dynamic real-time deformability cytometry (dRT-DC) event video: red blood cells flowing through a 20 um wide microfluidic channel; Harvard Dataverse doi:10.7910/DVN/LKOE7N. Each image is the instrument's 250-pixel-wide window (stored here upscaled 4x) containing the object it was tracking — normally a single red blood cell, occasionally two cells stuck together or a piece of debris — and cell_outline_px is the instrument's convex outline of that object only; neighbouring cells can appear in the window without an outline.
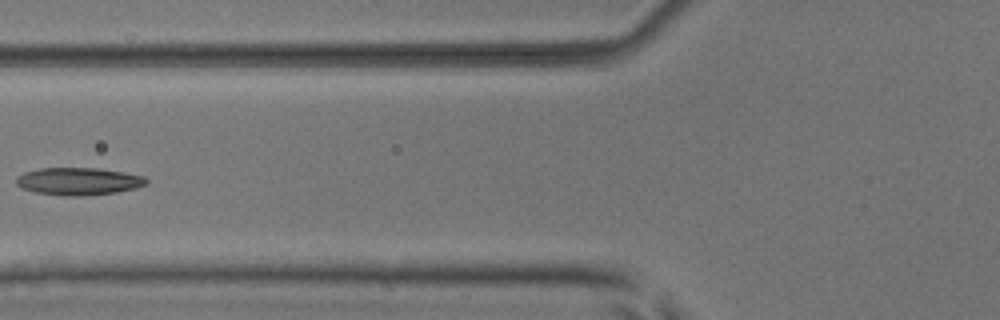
{"species": "common noctule bat (a hibernating species)", "species_latin": "Nyctalus noctula", "temperature_condition": "room temperature", "stored_images_in_passage": 6, "camera_frame_rate_fps": 3000, "um_per_image_px": 0.085, "animal": {"sex": "male", "body_mass_g": 17.9, "forearm_length_mm": 54.2}, "frame": {"image": 1, "passage_image": 5, "time_ms": 1.333, "image_size_px": [1000, 320], "cell_outline_px": [[148, 184], [136, 188], [116, 192], [84, 196], [64, 196], [36, 192], [24, 188], [16, 184], [16, 176], [24, 172], [40, 168], [96, 168], [144, 176], [148, 180]], "centroid_in_image_um": [6.67, 15.41], "position_along_channel_um": 119.1, "area_um2": 20.75}}
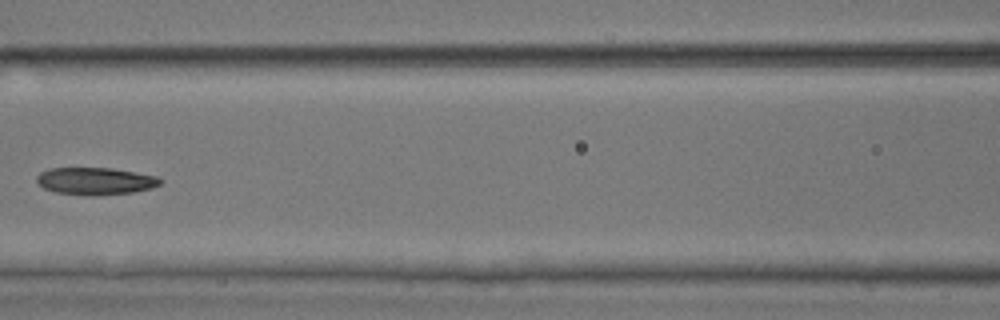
{"frame": {"image": 2, "passage_image": 6, "time_ms": 1.667, "image_size_px": [1000, 320], "cell_outline_px": [[164, 180], [160, 184], [152, 188], [132, 192], [88, 196], [56, 192], [44, 188], [36, 180], [36, 176], [40, 172], [48, 168], [112, 168], [156, 176]], "centroid_in_image_um": [8.1, 15.39], "position_along_channel_um": 158.5, "area_um2": 19.59}}